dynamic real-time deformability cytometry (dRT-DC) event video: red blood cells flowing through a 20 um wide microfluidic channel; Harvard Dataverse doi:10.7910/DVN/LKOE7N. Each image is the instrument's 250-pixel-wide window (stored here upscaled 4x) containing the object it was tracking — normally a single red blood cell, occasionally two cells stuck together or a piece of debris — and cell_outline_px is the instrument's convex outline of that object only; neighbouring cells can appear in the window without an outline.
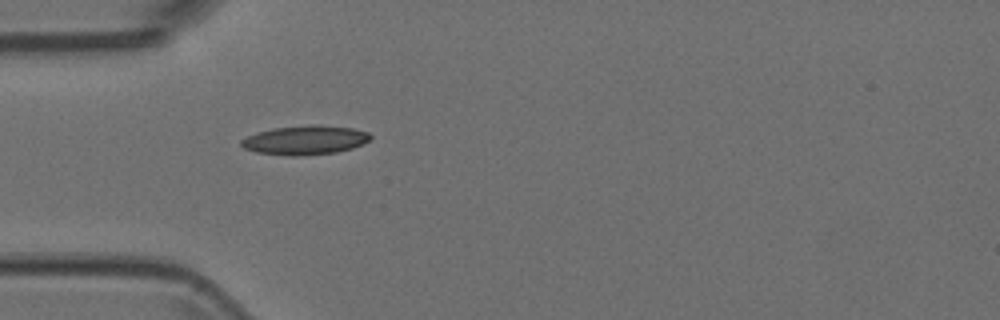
{"species": "Egyptian fruit bat (a non-hibernating species)", "species_latin": "Rousettus aegyptiacus", "temperature_condition": "room temperature", "stored_images_in_passage": 1, "camera_frame_rate_fps": 3000, "um_per_image_px": 0.085, "animal": {"sex": "female"}, "frame": {"image": 1, "passage_image": 1, "time_ms": 0.0, "image_size_px": [1000, 320], "cell_outline_px": [[372, 136], [364, 144], [352, 148], [336, 152], [296, 156], [292, 156], [256, 152], [244, 148], [240, 144], [240, 140], [248, 136], [260, 132], [276, 128], [308, 124], [312, 124], [352, 128], [368, 132]], "centroid_in_image_um": [25.95, 11.91], "position_along_channel_um": 59.1, "area_um2": 21.73}}